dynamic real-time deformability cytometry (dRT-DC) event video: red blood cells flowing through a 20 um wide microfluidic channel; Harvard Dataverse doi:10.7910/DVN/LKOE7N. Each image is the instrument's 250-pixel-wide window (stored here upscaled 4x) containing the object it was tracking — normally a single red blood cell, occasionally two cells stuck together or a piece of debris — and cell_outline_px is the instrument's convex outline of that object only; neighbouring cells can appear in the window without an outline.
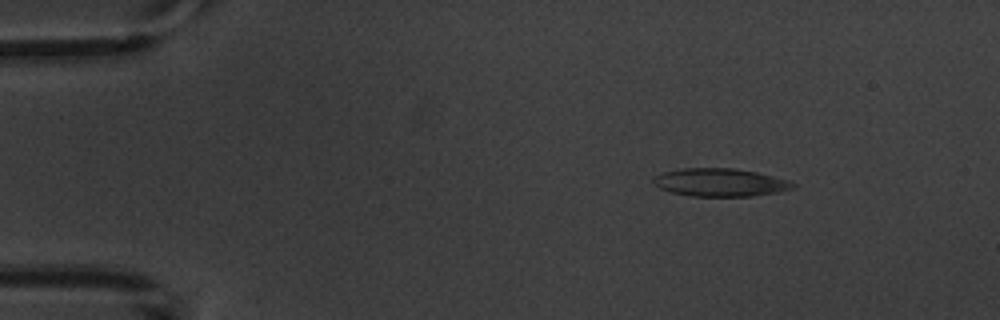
{"species": "common noctule bat (a hibernating species)", "species_latin": "Nyctalus noctula", "temperature_condition": "warm", "stored_images_in_passage": 3, "camera_frame_rate_fps": 3000, "um_per_image_px": 0.085, "animal": {"sex": "male", "body_mass_g": 20.1, "forearm_length_mm": 53.5}, "frame": {"image": 1, "passage_image": 1, "time_ms": 0.0, "image_size_px": [1000, 320], "cell_outline_px": [[796, 188], [776, 192], [752, 196], [692, 196], [672, 192], [660, 188], [652, 184], [652, 180], [656, 176], [664, 172], [684, 168], [732, 168], [756, 172], [788, 180], [796, 184]], "centroid_in_image_um": [61.22, 15.51], "position_along_channel_um": 23.8, "area_um2": 22.6}}